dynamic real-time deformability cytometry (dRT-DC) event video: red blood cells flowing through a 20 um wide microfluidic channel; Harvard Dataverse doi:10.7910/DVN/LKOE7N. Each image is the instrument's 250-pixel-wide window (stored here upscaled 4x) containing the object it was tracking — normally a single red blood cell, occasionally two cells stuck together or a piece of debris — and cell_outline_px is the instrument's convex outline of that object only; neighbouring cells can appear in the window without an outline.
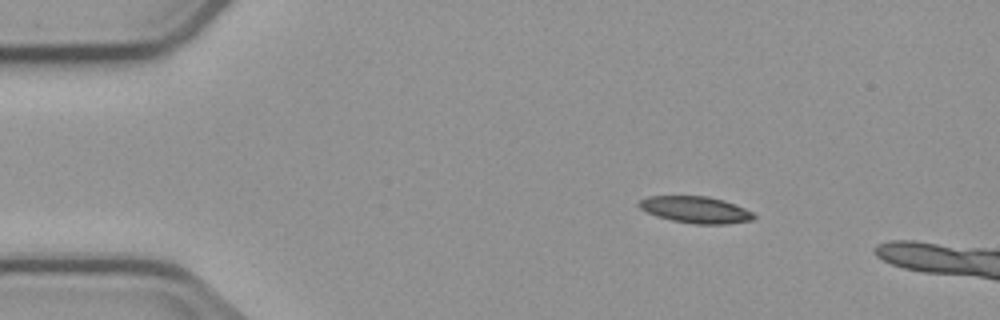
{"species": "common noctule bat (a hibernating species)", "species_latin": "Nyctalus noctula", "temperature_condition": "cold", "stored_images_in_passage": 4, "camera_frame_rate_fps": 3000, "um_per_image_px": 0.085, "animal": {"sex": "male", "body_mass_g": 23.1, "forearm_length_mm": 52.7}, "frame": {"image": 1, "passage_image": 2, "time_ms": 1.667, "image_size_px": [1000, 320], "cell_outline_px": [[756, 216], [752, 220], [728, 224], [696, 224], [672, 220], [656, 216], [640, 208], [636, 204], [640, 200], [648, 196], [708, 196], [724, 200], [736, 204], [752, 212]], "centroid_in_image_um": [59.13, 17.82], "position_along_channel_um": 25.9, "area_um2": 17.86}}